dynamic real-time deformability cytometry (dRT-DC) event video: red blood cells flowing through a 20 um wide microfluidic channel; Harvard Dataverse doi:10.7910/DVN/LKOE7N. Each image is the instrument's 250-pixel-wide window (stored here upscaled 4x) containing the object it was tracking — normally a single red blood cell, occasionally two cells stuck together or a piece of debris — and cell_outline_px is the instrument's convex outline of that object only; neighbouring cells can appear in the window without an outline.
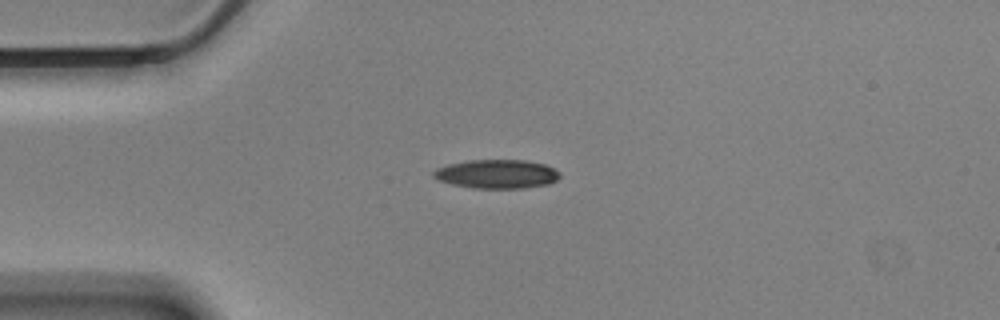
{"species": "Egyptian fruit bat (a non-hibernating species)", "species_latin": "Rousettus aegyptiacus", "temperature_condition": "cold", "stored_images_in_passage": 44, "camera_frame_rate_fps": 3000, "um_per_image_px": 0.085, "animal": {"sex": "male"}, "frame": {"image": 1, "passage_image": 1, "time_ms": 0.0, "image_size_px": [1000, 320], "cell_outline_px": [[560, 176], [556, 180], [548, 184], [524, 188], [472, 188], [452, 184], [440, 180], [432, 176], [432, 172], [436, 168], [448, 164], [468, 160], [524, 160], [544, 164], [560, 172]], "centroid_in_image_um": [42.21, 14.79], "position_along_channel_um": 42.8, "area_um2": 21.21}}
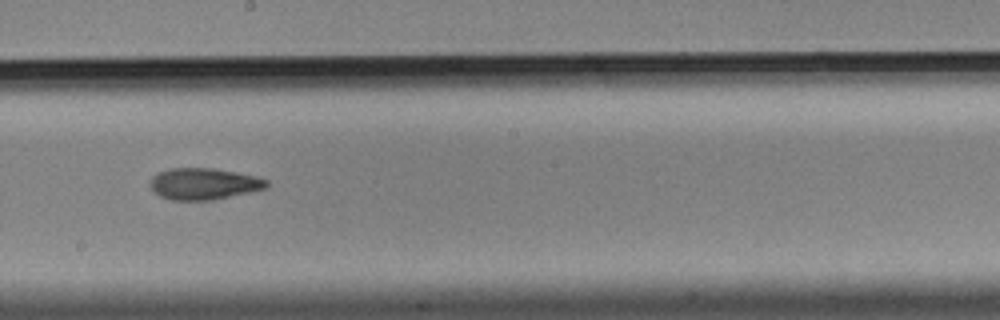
{"frame": {"image": 2, "passage_image": 19, "time_ms": 6.0, "image_size_px": [1000, 320], "cell_outline_px": [[268, 188], [212, 200], [172, 200], [160, 196], [152, 188], [152, 176], [168, 168], [212, 168], [236, 172], [256, 176], [268, 180]], "centroid_in_image_um": [17.36, 15.62], "position_along_channel_um": 230.8, "area_um2": 21.21}}
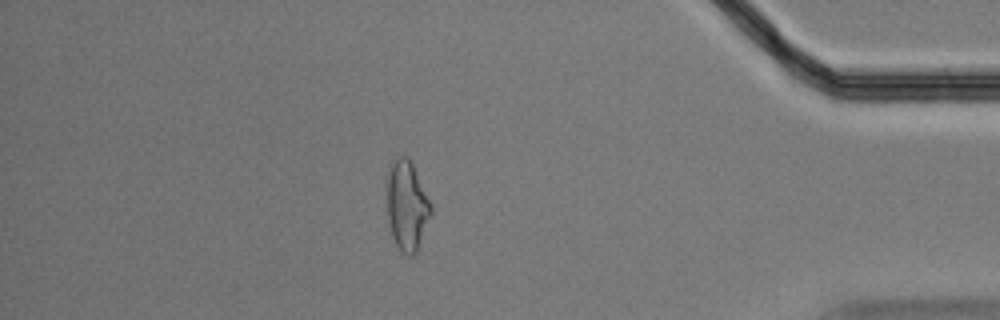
{"frame": {"image": 3, "passage_image": 37, "time_ms": 12.0, "image_size_px": [1000, 320], "cell_outline_px": [[432, 216], [416, 252], [412, 256], [408, 256], [400, 252], [392, 236], [388, 224], [384, 180], [388, 164], [396, 156], [408, 156], [432, 204]], "centroid_in_image_um": [34.54, 17.44], "position_along_channel_um": 400.7, "area_um2": 24.1}, "authors_computed_cell_mechanics": {"area_um2": 21.8773, "velocity_mm_per_s": 3.4691, "shape_relaxation_time_tau1_ms": 7.3219, "shape_relaxation_time_tau2_ms": 6.1145, "deformation_change_tau1": 0.1657, "deformation_change_tau2": 0.1444}}